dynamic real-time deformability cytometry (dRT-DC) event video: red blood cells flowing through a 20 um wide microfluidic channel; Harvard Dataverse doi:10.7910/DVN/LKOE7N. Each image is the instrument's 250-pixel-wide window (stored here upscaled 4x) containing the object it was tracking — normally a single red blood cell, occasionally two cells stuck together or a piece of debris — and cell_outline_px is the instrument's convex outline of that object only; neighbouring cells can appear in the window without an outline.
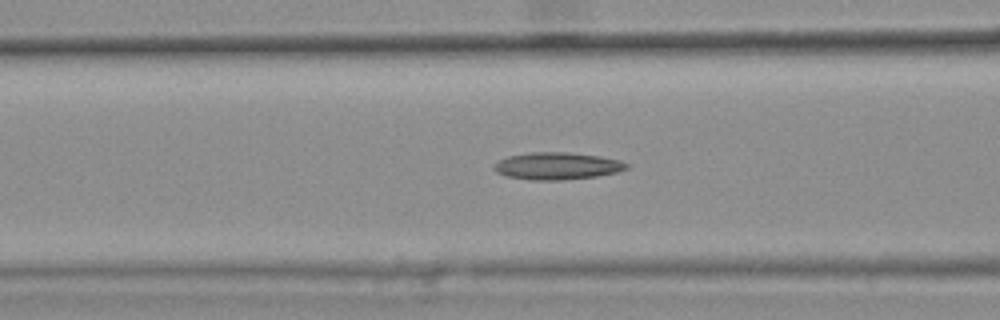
{"species": "common noctule bat (a hibernating species)", "species_latin": "Nyctalus noctula", "temperature_condition": "warm", "stored_images_in_passage": 47, "camera_frame_rate_fps": 3000, "um_per_image_px": 0.085, "animal": {"sex": "female", "body_mass_g": 25.1}, "frame": {"image": 1, "passage_image": 21, "time_ms": 6.667, "image_size_px": [1000, 320], "cell_outline_px": [[628, 168], [616, 172], [596, 176], [560, 180], [528, 180], [508, 176], [496, 172], [492, 168], [500, 160], [508, 156], [532, 152], [564, 152], [600, 156], [620, 160], [628, 164]], "centroid_in_image_um": [47.35, 14.11], "position_along_channel_um": 119.2, "area_um2": 20.81}, "authors_computed_cell_mechanics": {"area_um2": 19.7098, "velocity_mm_per_s": 3.8054, "shape_relaxation_time_tau1_ms": null, "shape_relaxation_time_tau2_ms": 10.8714, "deformation_change_tau1": null, "deformation_change_tau2": 0.2435}}